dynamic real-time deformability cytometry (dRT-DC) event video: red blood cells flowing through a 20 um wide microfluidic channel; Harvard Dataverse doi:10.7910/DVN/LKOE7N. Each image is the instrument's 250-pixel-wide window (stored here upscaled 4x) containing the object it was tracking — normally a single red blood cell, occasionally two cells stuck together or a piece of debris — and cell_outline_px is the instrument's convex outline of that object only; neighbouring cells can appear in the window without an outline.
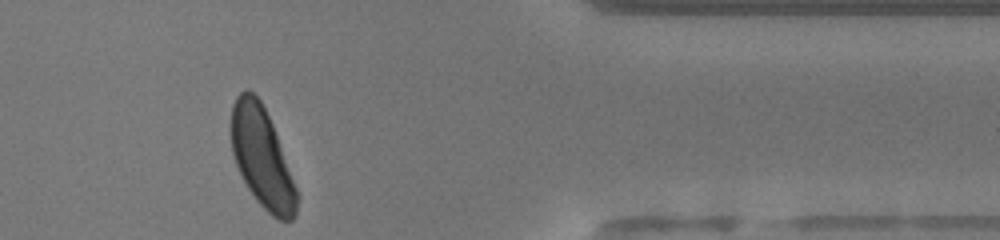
{"species": "human", "species_latin": "Homo sapiens", "temperature_condition": "warm", "stored_images_in_passage": 34, "camera_frame_rate_fps": 3000, "um_per_image_px": 0.085, "donor": {"sex": "female"}, "frame": {"image": 1, "passage_image": 34, "time_ms": 11.0, "image_size_px": [1000, 240], "cell_outline_px": [[300, 196], [296, 212], [292, 220], [280, 220], [272, 216], [256, 200], [248, 188], [236, 164], [232, 152], [228, 128], [228, 124], [232, 104], [236, 96], [244, 88], [248, 88], [260, 100], [272, 124]], "centroid_in_image_um": [22.23, 13.35], "position_along_channel_um": 389.2, "area_um2": 38.67}, "authors_computed_cell_mechanics": {"area_um2": 38.3214, "velocity_mm_per_s": 4.1387, "shape_relaxation_time_tau1_ms": 1.6182, "shape_relaxation_time_tau2_ms": null, "deformation_change_tau1": 0.14, "deformation_change_tau2": null}}